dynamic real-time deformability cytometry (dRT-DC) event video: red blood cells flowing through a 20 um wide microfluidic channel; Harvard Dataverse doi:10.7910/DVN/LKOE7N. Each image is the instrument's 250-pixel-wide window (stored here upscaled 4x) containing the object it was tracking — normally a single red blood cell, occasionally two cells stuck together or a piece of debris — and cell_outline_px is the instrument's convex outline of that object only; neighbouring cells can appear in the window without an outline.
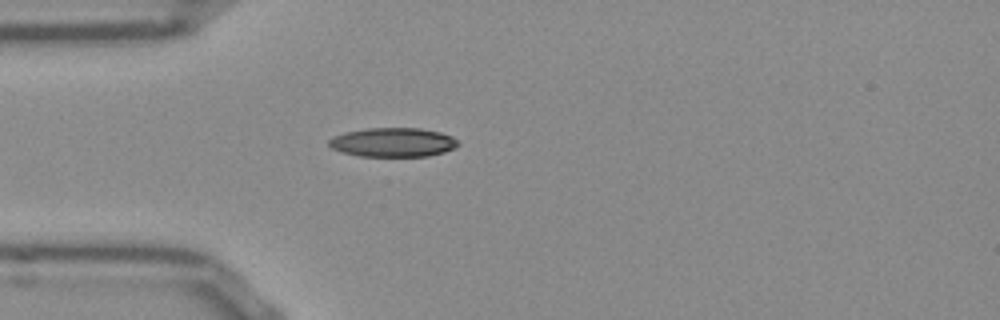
{"species": "Egyptian fruit bat (a non-hibernating species)", "species_latin": "Rousettus aegyptiacus", "temperature_condition": "room temperature", "stored_images_in_passage": 39, "camera_frame_rate_fps": 3000, "um_per_image_px": 0.085, "frame": {"image": 1, "passage_image": 1, "time_ms": 0.0, "image_size_px": [1000, 320], "cell_outline_px": [[460, 144], [444, 152], [428, 156], [360, 156], [344, 152], [332, 148], [328, 144], [328, 140], [332, 136], [344, 132], [368, 128], [420, 128], [440, 132], [452, 136]], "centroid_in_image_um": [33.39, 12.09], "position_along_channel_um": 51.6, "area_um2": 21.85}}
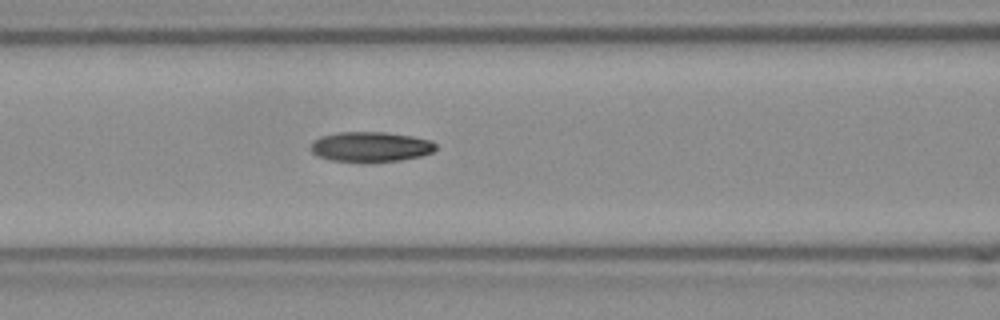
{"frame": {"image": 2, "passage_image": 8, "time_ms": 2.333, "image_size_px": [1000, 320], "cell_outline_px": [[436, 148], [432, 152], [420, 156], [400, 160], [332, 160], [320, 156], [312, 152], [308, 148], [312, 140], [320, 136], [336, 132], [388, 132], [412, 136], [432, 140], [436, 144]], "centroid_in_image_um": [31.49, 12.43], "position_along_channel_um": 135.1, "area_um2": 21.56}}
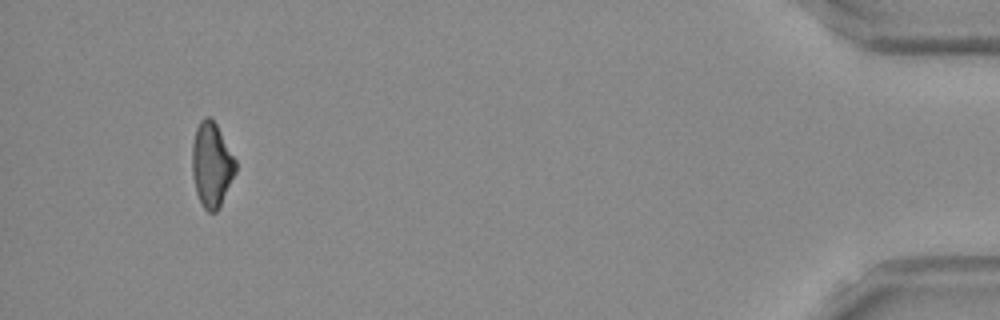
{"frame": {"image": 3, "passage_image": 36, "time_ms": 11.667, "image_size_px": [1000, 320], "cell_outline_px": [[236, 172], [216, 212], [208, 212], [204, 208], [196, 192], [192, 172], [192, 144], [196, 128], [200, 120], [204, 116], [208, 116], [216, 124], [236, 160]], "centroid_in_image_um": [17.98, 13.98], "position_along_channel_um": 417.2, "area_um2": 21.15}, "authors_computed_cell_mechanics": {"area_um2": 21.8484, "velocity_mm_per_s": 3.8443, "shape_relaxation_time_tau1_ms": null, "shape_relaxation_time_tau2_ms": 10.7478, "deformation_change_tau1": null, "deformation_change_tau2": 0.2025}}